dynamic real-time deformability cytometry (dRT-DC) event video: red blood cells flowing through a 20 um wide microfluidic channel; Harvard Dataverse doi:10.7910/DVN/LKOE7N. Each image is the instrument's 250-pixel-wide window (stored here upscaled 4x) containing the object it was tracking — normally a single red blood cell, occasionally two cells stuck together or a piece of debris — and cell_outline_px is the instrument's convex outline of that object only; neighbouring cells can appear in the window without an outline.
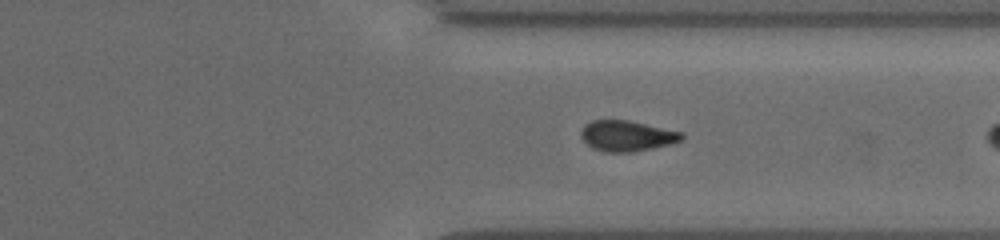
{"species": "common noctule bat (a hibernating species)", "species_latin": "Nyctalus noctula", "temperature_condition": "cold", "stored_images_in_passage": 18, "segment_of_instrument_passage": [2, 2], "camera_frame_rate_fps": 3000, "um_per_image_px": 0.085, "animal": {"sex": "female", "body_mass_g": 19.5, "forearm_length_mm": 54.1}, "frame": {"image": 1, "passage_image": 16, "time_ms": 7.0, "image_size_px": [1000, 240], "cell_outline_px": [[684, 136], [680, 140], [668, 144], [652, 148], [632, 152], [608, 152], [592, 148], [580, 136], [580, 132], [584, 124], [592, 120], [628, 120], [684, 132]], "centroid_in_image_um": [53.26, 11.54], "position_along_channel_um": 358.1, "area_um2": 17.92}}